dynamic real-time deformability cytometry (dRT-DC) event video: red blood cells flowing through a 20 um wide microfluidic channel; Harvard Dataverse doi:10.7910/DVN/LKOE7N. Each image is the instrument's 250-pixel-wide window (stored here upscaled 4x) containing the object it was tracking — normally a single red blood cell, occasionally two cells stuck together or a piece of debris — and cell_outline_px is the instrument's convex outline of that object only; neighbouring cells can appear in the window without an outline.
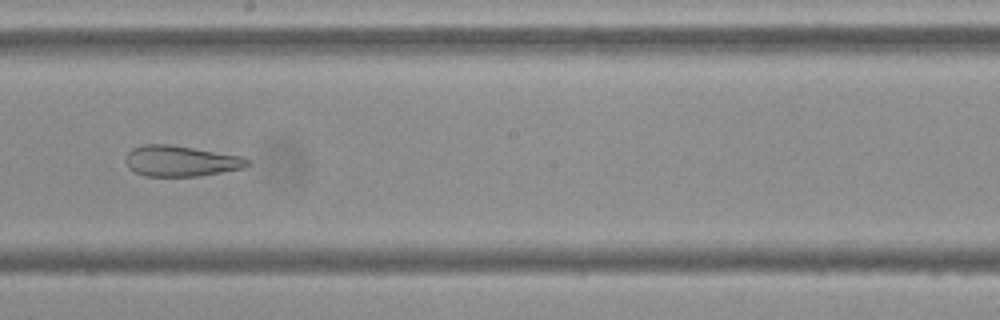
{"species": "Egyptian fruit bat (a non-hibernating species)", "species_latin": "Rousettus aegyptiacus", "temperature_condition": "cold", "stored_images_in_passage": 9, "camera_frame_rate_fps": 3000, "um_per_image_px": 0.085, "frame": {"image": 1, "passage_image": 8, "time_ms": 9.0, "image_size_px": [1000, 320], "cell_outline_px": [[252, 164], [244, 168], [200, 176], [148, 176], [136, 172], [128, 168], [124, 160], [124, 156], [132, 148], [140, 144], [172, 144], [244, 156]], "centroid_in_image_um": [15.37, 13.67], "position_along_channel_um": 232.8, "area_um2": 22.25}}
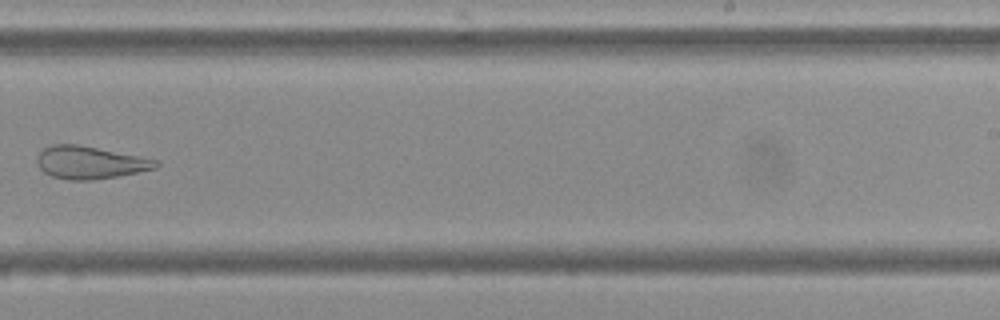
{"frame": {"image": 2, "passage_image": 9, "time_ms": 10.333, "image_size_px": [1000, 320], "cell_outline_px": [[160, 164], [156, 168], [116, 176], [92, 180], [68, 180], [52, 176], [44, 172], [36, 164], [36, 156], [44, 148], [52, 144], [76, 144], [160, 160]], "centroid_in_image_um": [7.62, 13.81], "position_along_channel_um": 281.4, "area_um2": 22.48}}